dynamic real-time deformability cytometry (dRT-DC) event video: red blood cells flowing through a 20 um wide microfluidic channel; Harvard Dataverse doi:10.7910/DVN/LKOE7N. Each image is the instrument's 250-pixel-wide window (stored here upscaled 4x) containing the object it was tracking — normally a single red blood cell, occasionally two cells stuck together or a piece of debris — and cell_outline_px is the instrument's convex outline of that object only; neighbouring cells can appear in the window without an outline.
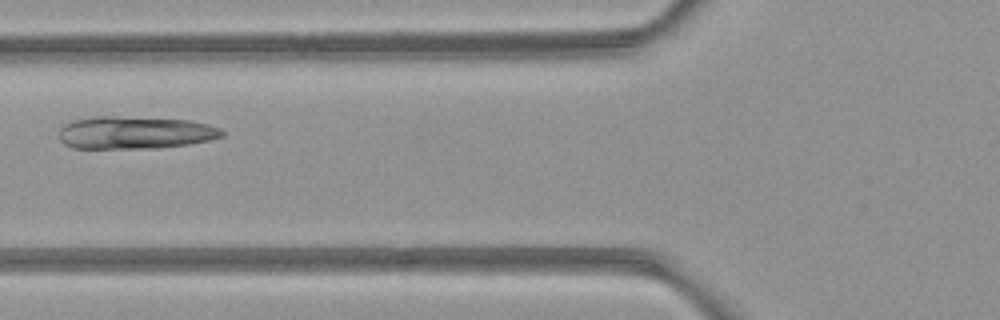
{"species": "common noctule bat (a hibernating species)", "species_latin": "Nyctalus noctula", "temperature_condition": "room temperature", "stored_images_in_passage": 3, "camera_frame_rate_fps": 3000, "um_per_image_px": 0.085, "animal": {"sex": "female", "body_mass_g": 21.9}, "frame": {"image": 1, "passage_image": 2, "time_ms": 1.333, "image_size_px": [1000, 320], "cell_outline_px": [[224, 136], [208, 140], [188, 144], [156, 148], [72, 148], [64, 144], [60, 140], [56, 132], [64, 124], [72, 120], [88, 116], [112, 116], [192, 120], [208, 124], [220, 128], [224, 132]], "centroid_in_image_um": [11.41, 11.26], "position_along_channel_um": 114.4, "area_um2": 31.33}}
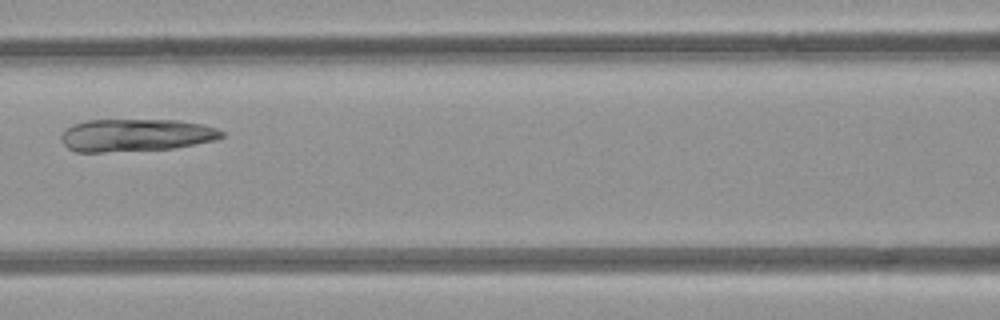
{"frame": {"image": 2, "passage_image": 3, "time_ms": 2.333, "image_size_px": [1000, 320], "cell_outline_px": [[224, 136], [216, 140], [172, 148], [104, 152], [76, 152], [68, 148], [60, 140], [60, 136], [72, 124], [88, 120], [180, 120], [204, 124], [216, 128], [224, 132]], "centroid_in_image_um": [11.55, 11.48], "position_along_channel_um": 155.0, "area_um2": 30.46}}